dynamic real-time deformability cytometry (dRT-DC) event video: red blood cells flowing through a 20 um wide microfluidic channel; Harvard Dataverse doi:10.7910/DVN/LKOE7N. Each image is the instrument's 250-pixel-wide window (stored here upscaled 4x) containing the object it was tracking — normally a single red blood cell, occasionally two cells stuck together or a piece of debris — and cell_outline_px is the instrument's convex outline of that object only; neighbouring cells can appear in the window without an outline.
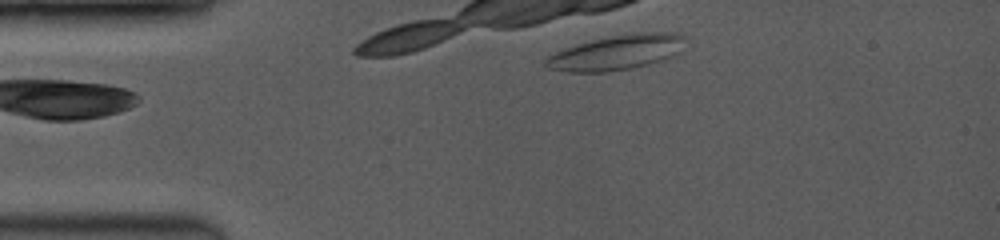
{"species": "common noctule bat (a hibernating species)", "species_latin": "Nyctalus noctula", "temperature_condition": "room temperature", "stored_images_in_passage": 21, "camera_frame_rate_fps": 3500, "um_per_image_px": 0.085, "animal": {"sex": "female", "body_mass_g": 19.0, "forearm_length_mm": 53.3}, "frame": {"image": 1, "passage_image": 1, "time_ms": 0.0, "image_size_px": [1000, 240], "cell_outline_px": [[684, 36], [676, 52], [672, 56], [648, 64], [632, 68], [604, 72], [568, 72], [552, 68], [544, 64], [544, 60], [548, 56], [556, 52], [580, 44], [596, 40], [616, 36]], "centroid_in_image_um": [52.21, 4.56], "position_along_channel_um": 32.8, "area_um2": 25.78}}
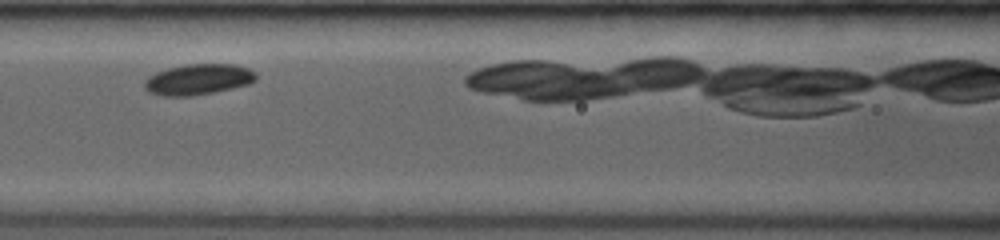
{"frame": {"image": 2, "passage_image": 7, "time_ms": 2.857, "image_size_px": [1000, 240], "cell_outline_px": [[256, 80], [248, 84], [232, 88], [192, 96], [160, 96], [148, 92], [144, 88], [144, 80], [148, 76], [156, 72], [168, 68], [184, 64], [236, 64], [248, 68], [256, 72]], "centroid_in_image_um": [16.82, 6.75], "position_along_channel_um": 149.8, "area_um2": 20.17}}
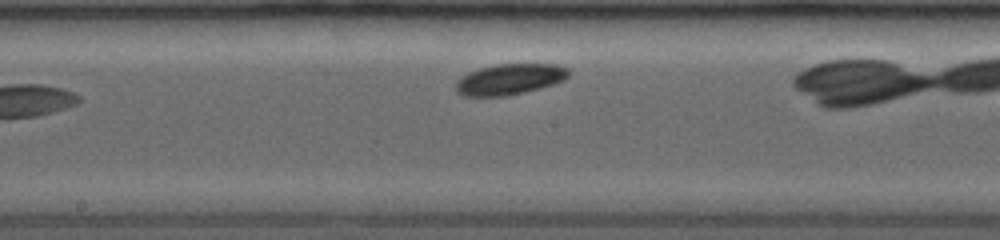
{"frame": {"image": 3, "passage_image": 10, "time_ms": 4.286, "image_size_px": [1000, 240], "cell_outline_px": [[568, 76], [564, 80], [540, 88], [524, 92], [504, 96], [464, 96], [456, 92], [456, 80], [468, 72], [480, 68], [496, 64], [556, 64], [568, 68]], "centroid_in_image_um": [43.29, 6.73], "position_along_channel_um": 204.9, "area_um2": 20.23}}